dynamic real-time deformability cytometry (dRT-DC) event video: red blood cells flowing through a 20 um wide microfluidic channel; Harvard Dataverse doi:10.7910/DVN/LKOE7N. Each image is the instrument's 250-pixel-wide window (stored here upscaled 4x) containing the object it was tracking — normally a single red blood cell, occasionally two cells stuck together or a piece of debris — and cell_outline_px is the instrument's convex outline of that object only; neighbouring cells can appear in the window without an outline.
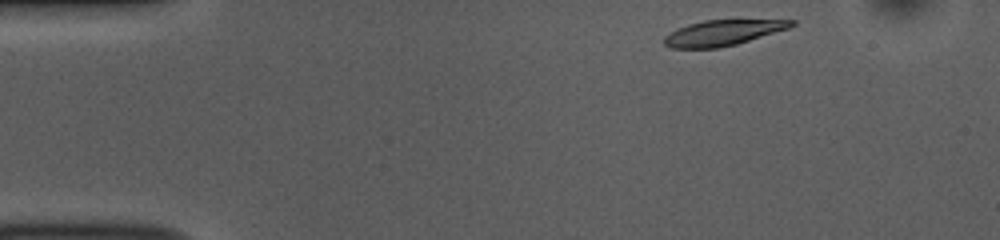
{"species": "common noctule bat (a hibernating species)", "species_latin": "Nyctalus noctula", "temperature_condition": "room temperature", "stored_images_in_passage": 47, "camera_frame_rate_fps": 3000, "um_per_image_px": 0.085, "animal": {"sex": "female", "body_mass_g": 10.0, "forearm_length_mm": 53.1}, "frame": {"image": 1, "passage_image": 1, "time_ms": 0.0, "image_size_px": [1000, 240], "cell_outline_px": [[796, 24], [788, 28], [736, 44], [716, 48], [672, 48], [664, 44], [664, 36], [676, 28], [688, 24], [704, 20], [796, 20]], "centroid_in_image_um": [61.39, 2.78], "position_along_channel_um": 23.6, "area_um2": 18.73}}
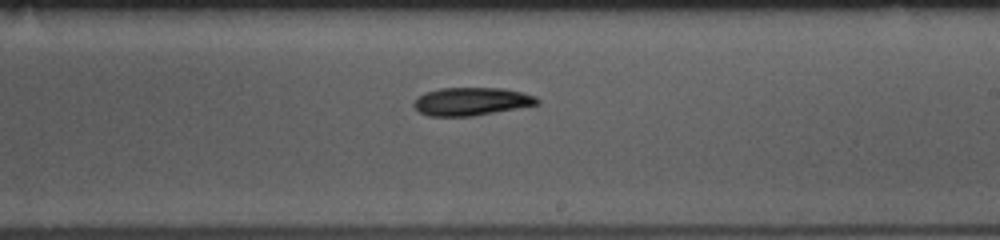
{"frame": {"image": 2, "passage_image": 25, "time_ms": 8.0, "image_size_px": [1000, 240], "cell_outline_px": [[540, 104], [472, 116], [428, 116], [420, 112], [412, 104], [416, 96], [424, 92], [440, 88], [500, 88], [520, 92], [536, 96], [540, 100]], "centroid_in_image_um": [40.03, 8.62], "position_along_channel_um": 249.0, "area_um2": 20.17}}
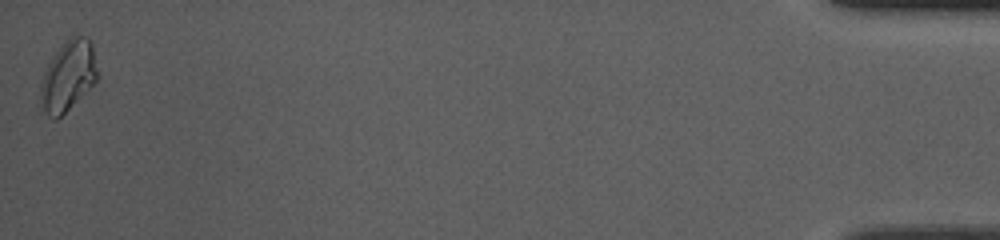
{"frame": {"image": 3, "passage_image": 47, "time_ms": 15.333, "image_size_px": [1000, 240], "cell_outline_px": [[96, 80], [56, 120], [48, 116], [44, 108], [40, 96], [40, 84], [44, 72], [52, 56], [64, 40], [72, 36], [84, 36], [92, 40], [96, 68]], "centroid_in_image_um": [5.77, 6.39], "position_along_channel_um": 429.4, "area_um2": 22.72}}